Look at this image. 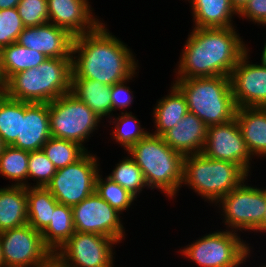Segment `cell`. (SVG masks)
I'll return each mask as SVG.
<instances>
[{"label":"cell","instance_id":"obj_1","mask_svg":"<svg viewBox=\"0 0 266 267\" xmlns=\"http://www.w3.org/2000/svg\"><path fill=\"white\" fill-rule=\"evenodd\" d=\"M105 26L101 21L92 32L74 37L72 78L97 80L112 86L132 80L136 74L138 63L132 51Z\"/></svg>","mask_w":266,"mask_h":267},{"label":"cell","instance_id":"obj_2","mask_svg":"<svg viewBox=\"0 0 266 267\" xmlns=\"http://www.w3.org/2000/svg\"><path fill=\"white\" fill-rule=\"evenodd\" d=\"M235 30L234 27H194L182 50L176 80L230 77L232 70L248 48Z\"/></svg>","mask_w":266,"mask_h":267},{"label":"cell","instance_id":"obj_3","mask_svg":"<svg viewBox=\"0 0 266 267\" xmlns=\"http://www.w3.org/2000/svg\"><path fill=\"white\" fill-rule=\"evenodd\" d=\"M72 58H47L37 68L12 75L5 95L30 103H50L71 91Z\"/></svg>","mask_w":266,"mask_h":267},{"label":"cell","instance_id":"obj_4","mask_svg":"<svg viewBox=\"0 0 266 267\" xmlns=\"http://www.w3.org/2000/svg\"><path fill=\"white\" fill-rule=\"evenodd\" d=\"M142 171L148 188H157L174 198L183 180L184 156L165 142L163 137L149 133L128 151Z\"/></svg>","mask_w":266,"mask_h":267},{"label":"cell","instance_id":"obj_5","mask_svg":"<svg viewBox=\"0 0 266 267\" xmlns=\"http://www.w3.org/2000/svg\"><path fill=\"white\" fill-rule=\"evenodd\" d=\"M184 94L188 110L206 126L227 123L235 118L237 106L231 89L230 77H195L175 80Z\"/></svg>","mask_w":266,"mask_h":267},{"label":"cell","instance_id":"obj_6","mask_svg":"<svg viewBox=\"0 0 266 267\" xmlns=\"http://www.w3.org/2000/svg\"><path fill=\"white\" fill-rule=\"evenodd\" d=\"M248 175L236 164L215 160L204 154L184 156L182 183L201 195L202 198L218 204L230 191L247 180Z\"/></svg>","mask_w":266,"mask_h":267},{"label":"cell","instance_id":"obj_7","mask_svg":"<svg viewBox=\"0 0 266 267\" xmlns=\"http://www.w3.org/2000/svg\"><path fill=\"white\" fill-rule=\"evenodd\" d=\"M48 111L51 137L71 140L83 147L84 140L102 120L71 91L48 103Z\"/></svg>","mask_w":266,"mask_h":267},{"label":"cell","instance_id":"obj_8","mask_svg":"<svg viewBox=\"0 0 266 267\" xmlns=\"http://www.w3.org/2000/svg\"><path fill=\"white\" fill-rule=\"evenodd\" d=\"M233 232L209 233L180 249V253L201 267H239L247 260L251 249Z\"/></svg>","mask_w":266,"mask_h":267},{"label":"cell","instance_id":"obj_9","mask_svg":"<svg viewBox=\"0 0 266 267\" xmlns=\"http://www.w3.org/2000/svg\"><path fill=\"white\" fill-rule=\"evenodd\" d=\"M96 157L87 151L76 162L56 170L46 188L60 204L75 206L95 191L100 170Z\"/></svg>","mask_w":266,"mask_h":267},{"label":"cell","instance_id":"obj_10","mask_svg":"<svg viewBox=\"0 0 266 267\" xmlns=\"http://www.w3.org/2000/svg\"><path fill=\"white\" fill-rule=\"evenodd\" d=\"M0 244L4 267H45L53 260L42 234L29 224L0 232Z\"/></svg>","mask_w":266,"mask_h":267},{"label":"cell","instance_id":"obj_11","mask_svg":"<svg viewBox=\"0 0 266 267\" xmlns=\"http://www.w3.org/2000/svg\"><path fill=\"white\" fill-rule=\"evenodd\" d=\"M118 241L95 233L75 232L53 254L61 267H113V246Z\"/></svg>","mask_w":266,"mask_h":267},{"label":"cell","instance_id":"obj_12","mask_svg":"<svg viewBox=\"0 0 266 267\" xmlns=\"http://www.w3.org/2000/svg\"><path fill=\"white\" fill-rule=\"evenodd\" d=\"M244 182L224 196L218 204L219 207L222 206L223 221L227 229H235L234 232L255 231L266 210V189L251 187Z\"/></svg>","mask_w":266,"mask_h":267},{"label":"cell","instance_id":"obj_13","mask_svg":"<svg viewBox=\"0 0 266 267\" xmlns=\"http://www.w3.org/2000/svg\"><path fill=\"white\" fill-rule=\"evenodd\" d=\"M71 208L76 232L95 233L122 242L126 233L119 218L121 213L96 191Z\"/></svg>","mask_w":266,"mask_h":267},{"label":"cell","instance_id":"obj_14","mask_svg":"<svg viewBox=\"0 0 266 267\" xmlns=\"http://www.w3.org/2000/svg\"><path fill=\"white\" fill-rule=\"evenodd\" d=\"M202 154L211 159L234 163L247 175L251 170L252 155L243 139L236 118L224 124L207 127V137Z\"/></svg>","mask_w":266,"mask_h":267},{"label":"cell","instance_id":"obj_15","mask_svg":"<svg viewBox=\"0 0 266 267\" xmlns=\"http://www.w3.org/2000/svg\"><path fill=\"white\" fill-rule=\"evenodd\" d=\"M242 55L230 75L234 101L239 107H266V68L250 64L248 52Z\"/></svg>","mask_w":266,"mask_h":267},{"label":"cell","instance_id":"obj_16","mask_svg":"<svg viewBox=\"0 0 266 267\" xmlns=\"http://www.w3.org/2000/svg\"><path fill=\"white\" fill-rule=\"evenodd\" d=\"M73 39L74 36L67 30L47 22L25 27L16 42L48 58H71Z\"/></svg>","mask_w":266,"mask_h":267},{"label":"cell","instance_id":"obj_17","mask_svg":"<svg viewBox=\"0 0 266 267\" xmlns=\"http://www.w3.org/2000/svg\"><path fill=\"white\" fill-rule=\"evenodd\" d=\"M89 3L88 0H47L49 22L74 37L92 32L101 22L91 12Z\"/></svg>","mask_w":266,"mask_h":267},{"label":"cell","instance_id":"obj_18","mask_svg":"<svg viewBox=\"0 0 266 267\" xmlns=\"http://www.w3.org/2000/svg\"><path fill=\"white\" fill-rule=\"evenodd\" d=\"M51 137L48 103L24 102L20 137L11 145L26 151L42 150Z\"/></svg>","mask_w":266,"mask_h":267},{"label":"cell","instance_id":"obj_19","mask_svg":"<svg viewBox=\"0 0 266 267\" xmlns=\"http://www.w3.org/2000/svg\"><path fill=\"white\" fill-rule=\"evenodd\" d=\"M162 137L169 147L183 156L200 154L204 149L207 126L195 114L188 112Z\"/></svg>","mask_w":266,"mask_h":267},{"label":"cell","instance_id":"obj_20","mask_svg":"<svg viewBox=\"0 0 266 267\" xmlns=\"http://www.w3.org/2000/svg\"><path fill=\"white\" fill-rule=\"evenodd\" d=\"M235 118L253 156H266V107H239Z\"/></svg>","mask_w":266,"mask_h":267},{"label":"cell","instance_id":"obj_21","mask_svg":"<svg viewBox=\"0 0 266 267\" xmlns=\"http://www.w3.org/2000/svg\"><path fill=\"white\" fill-rule=\"evenodd\" d=\"M28 224L26 187L0 188V232Z\"/></svg>","mask_w":266,"mask_h":267},{"label":"cell","instance_id":"obj_22","mask_svg":"<svg viewBox=\"0 0 266 267\" xmlns=\"http://www.w3.org/2000/svg\"><path fill=\"white\" fill-rule=\"evenodd\" d=\"M189 2L196 28L234 27L232 16L238 13L231 6L230 0H190Z\"/></svg>","mask_w":266,"mask_h":267},{"label":"cell","instance_id":"obj_23","mask_svg":"<svg viewBox=\"0 0 266 267\" xmlns=\"http://www.w3.org/2000/svg\"><path fill=\"white\" fill-rule=\"evenodd\" d=\"M171 87L169 95L163 97L157 102L153 109L155 128L153 135L163 136L167 131L177 125L183 117L189 112L184 94L174 84Z\"/></svg>","mask_w":266,"mask_h":267},{"label":"cell","instance_id":"obj_24","mask_svg":"<svg viewBox=\"0 0 266 267\" xmlns=\"http://www.w3.org/2000/svg\"><path fill=\"white\" fill-rule=\"evenodd\" d=\"M71 92L100 119L112 113L111 86L97 80L72 78Z\"/></svg>","mask_w":266,"mask_h":267},{"label":"cell","instance_id":"obj_25","mask_svg":"<svg viewBox=\"0 0 266 267\" xmlns=\"http://www.w3.org/2000/svg\"><path fill=\"white\" fill-rule=\"evenodd\" d=\"M28 224L42 233L50 224L52 212L59 204L46 187H27Z\"/></svg>","mask_w":266,"mask_h":267},{"label":"cell","instance_id":"obj_26","mask_svg":"<svg viewBox=\"0 0 266 267\" xmlns=\"http://www.w3.org/2000/svg\"><path fill=\"white\" fill-rule=\"evenodd\" d=\"M75 232L72 208L59 203L52 212L50 224L41 234L45 246L54 254Z\"/></svg>","mask_w":266,"mask_h":267},{"label":"cell","instance_id":"obj_27","mask_svg":"<svg viewBox=\"0 0 266 267\" xmlns=\"http://www.w3.org/2000/svg\"><path fill=\"white\" fill-rule=\"evenodd\" d=\"M47 58L43 53L23 47L17 42L0 50L1 68L6 81L18 72L37 68Z\"/></svg>","mask_w":266,"mask_h":267},{"label":"cell","instance_id":"obj_28","mask_svg":"<svg viewBox=\"0 0 266 267\" xmlns=\"http://www.w3.org/2000/svg\"><path fill=\"white\" fill-rule=\"evenodd\" d=\"M21 117H24V101L0 95V137L6 146L20 137Z\"/></svg>","mask_w":266,"mask_h":267},{"label":"cell","instance_id":"obj_29","mask_svg":"<svg viewBox=\"0 0 266 267\" xmlns=\"http://www.w3.org/2000/svg\"><path fill=\"white\" fill-rule=\"evenodd\" d=\"M30 152L13 146H5L0 154V175L15 181V186L30 187L28 179V159ZM25 180V181H24Z\"/></svg>","mask_w":266,"mask_h":267},{"label":"cell","instance_id":"obj_30","mask_svg":"<svg viewBox=\"0 0 266 267\" xmlns=\"http://www.w3.org/2000/svg\"><path fill=\"white\" fill-rule=\"evenodd\" d=\"M42 151L54 167L60 169L76 162L88 150L74 141L50 137Z\"/></svg>","mask_w":266,"mask_h":267},{"label":"cell","instance_id":"obj_31","mask_svg":"<svg viewBox=\"0 0 266 267\" xmlns=\"http://www.w3.org/2000/svg\"><path fill=\"white\" fill-rule=\"evenodd\" d=\"M108 177L129 191L136 199L143 188L148 187L141 169L134 159L129 156L117 163Z\"/></svg>","mask_w":266,"mask_h":267},{"label":"cell","instance_id":"obj_32","mask_svg":"<svg viewBox=\"0 0 266 267\" xmlns=\"http://www.w3.org/2000/svg\"><path fill=\"white\" fill-rule=\"evenodd\" d=\"M122 115V116H121ZM121 115L115 120L113 130V139L128 151L134 144L145 138L150 132L145 131L138 119L132 115V112H121Z\"/></svg>","mask_w":266,"mask_h":267},{"label":"cell","instance_id":"obj_33","mask_svg":"<svg viewBox=\"0 0 266 267\" xmlns=\"http://www.w3.org/2000/svg\"><path fill=\"white\" fill-rule=\"evenodd\" d=\"M101 176L98 174L96 179V193L118 212L126 211L136 197L108 176L105 180Z\"/></svg>","mask_w":266,"mask_h":267},{"label":"cell","instance_id":"obj_34","mask_svg":"<svg viewBox=\"0 0 266 267\" xmlns=\"http://www.w3.org/2000/svg\"><path fill=\"white\" fill-rule=\"evenodd\" d=\"M28 163V179H36V185L33 184V187H46L57 170L53 163L42 150L30 151Z\"/></svg>","mask_w":266,"mask_h":267},{"label":"cell","instance_id":"obj_35","mask_svg":"<svg viewBox=\"0 0 266 267\" xmlns=\"http://www.w3.org/2000/svg\"><path fill=\"white\" fill-rule=\"evenodd\" d=\"M24 28L17 8L0 10V50L16 42Z\"/></svg>","mask_w":266,"mask_h":267},{"label":"cell","instance_id":"obj_36","mask_svg":"<svg viewBox=\"0 0 266 267\" xmlns=\"http://www.w3.org/2000/svg\"><path fill=\"white\" fill-rule=\"evenodd\" d=\"M16 8L25 27L49 22L47 0H20Z\"/></svg>","mask_w":266,"mask_h":267},{"label":"cell","instance_id":"obj_37","mask_svg":"<svg viewBox=\"0 0 266 267\" xmlns=\"http://www.w3.org/2000/svg\"><path fill=\"white\" fill-rule=\"evenodd\" d=\"M127 81L129 82V79L111 86L112 111H116V109L124 110L131 105L134 96L132 95L133 91H131L130 87L125 85Z\"/></svg>","mask_w":266,"mask_h":267},{"label":"cell","instance_id":"obj_38","mask_svg":"<svg viewBox=\"0 0 266 267\" xmlns=\"http://www.w3.org/2000/svg\"><path fill=\"white\" fill-rule=\"evenodd\" d=\"M240 17L250 19L259 25L266 24V0H249L244 8L238 13Z\"/></svg>","mask_w":266,"mask_h":267},{"label":"cell","instance_id":"obj_39","mask_svg":"<svg viewBox=\"0 0 266 267\" xmlns=\"http://www.w3.org/2000/svg\"><path fill=\"white\" fill-rule=\"evenodd\" d=\"M20 0H0V10L16 8Z\"/></svg>","mask_w":266,"mask_h":267},{"label":"cell","instance_id":"obj_40","mask_svg":"<svg viewBox=\"0 0 266 267\" xmlns=\"http://www.w3.org/2000/svg\"><path fill=\"white\" fill-rule=\"evenodd\" d=\"M249 0H230L231 6L239 13Z\"/></svg>","mask_w":266,"mask_h":267},{"label":"cell","instance_id":"obj_41","mask_svg":"<svg viewBox=\"0 0 266 267\" xmlns=\"http://www.w3.org/2000/svg\"><path fill=\"white\" fill-rule=\"evenodd\" d=\"M255 231L256 232L257 231H260V232H264L265 231V233H266V210H265L264 216L262 218L261 224L258 226V228Z\"/></svg>","mask_w":266,"mask_h":267},{"label":"cell","instance_id":"obj_42","mask_svg":"<svg viewBox=\"0 0 266 267\" xmlns=\"http://www.w3.org/2000/svg\"><path fill=\"white\" fill-rule=\"evenodd\" d=\"M261 66H264L266 68V47L264 46L262 55H261Z\"/></svg>","mask_w":266,"mask_h":267},{"label":"cell","instance_id":"obj_43","mask_svg":"<svg viewBox=\"0 0 266 267\" xmlns=\"http://www.w3.org/2000/svg\"><path fill=\"white\" fill-rule=\"evenodd\" d=\"M45 267H61L54 259Z\"/></svg>","mask_w":266,"mask_h":267},{"label":"cell","instance_id":"obj_44","mask_svg":"<svg viewBox=\"0 0 266 267\" xmlns=\"http://www.w3.org/2000/svg\"><path fill=\"white\" fill-rule=\"evenodd\" d=\"M5 146L6 145L3 143L2 138L0 137V154L3 152Z\"/></svg>","mask_w":266,"mask_h":267},{"label":"cell","instance_id":"obj_45","mask_svg":"<svg viewBox=\"0 0 266 267\" xmlns=\"http://www.w3.org/2000/svg\"><path fill=\"white\" fill-rule=\"evenodd\" d=\"M0 267H4L3 259H2V250H1V244H0Z\"/></svg>","mask_w":266,"mask_h":267}]
</instances>
